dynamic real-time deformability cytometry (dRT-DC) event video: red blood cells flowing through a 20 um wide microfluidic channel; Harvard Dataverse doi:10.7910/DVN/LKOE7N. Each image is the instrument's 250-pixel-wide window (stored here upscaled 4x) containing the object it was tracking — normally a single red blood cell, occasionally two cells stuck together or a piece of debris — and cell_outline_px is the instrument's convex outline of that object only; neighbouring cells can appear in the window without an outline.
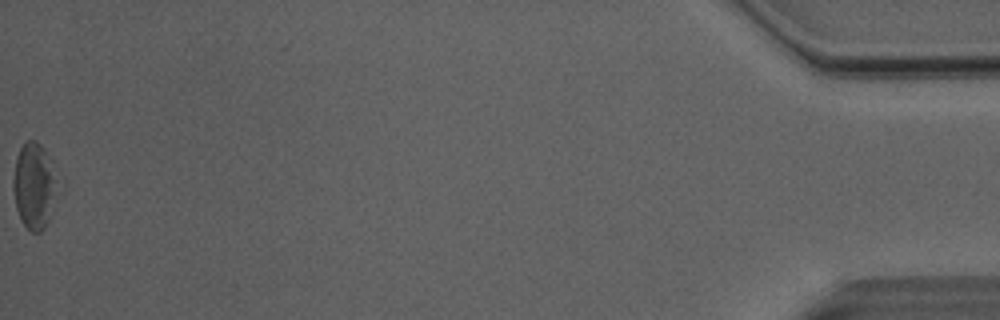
{"species": "Egyptian fruit bat (a non-hibernating species)", "species_latin": "Rousettus aegyptiacus", "temperature_condition": "room temperature", "stored_images_in_passage": 38, "camera_frame_rate_fps": 3000, "um_per_image_px": 0.085, "animal": {"sex": "male"}, "frame": {"image": 1, "passage_image": 38, "time_ms": 12.333, "image_size_px": [1000, 320], "cell_outline_px": [[64, 192], [44, 228], [40, 232], [32, 232], [20, 220], [16, 208], [12, 188], [12, 180], [16, 156], [20, 148], [28, 140], [36, 140], [44, 148], [64, 188]], "centroid_in_image_um": [3.0, 15.82], "position_along_channel_um": 432.2, "area_um2": 23.64}, "authors_computed_cell_mechanics": {"area_um2": 21.8484, "velocity_mm_per_s": 4.0986, "shape_relaxation_time_tau1_ms": null, "shape_relaxation_time_tau2_ms": 1.9163, "deformation_change_tau1": null, "deformation_change_tau2": 0.0955}}